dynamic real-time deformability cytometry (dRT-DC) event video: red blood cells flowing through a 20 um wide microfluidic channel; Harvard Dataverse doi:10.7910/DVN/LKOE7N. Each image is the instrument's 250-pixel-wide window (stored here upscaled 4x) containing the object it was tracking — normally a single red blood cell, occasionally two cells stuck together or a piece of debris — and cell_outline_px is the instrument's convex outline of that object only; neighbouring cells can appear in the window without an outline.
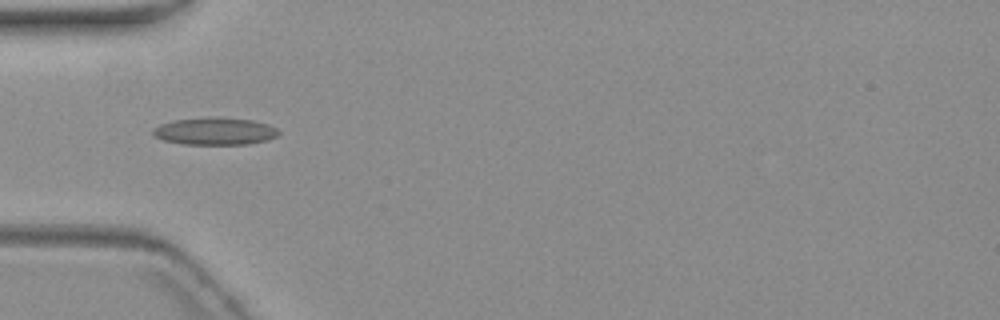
{"species": "common noctule bat (a hibernating species)", "species_latin": "Nyctalus noctula", "temperature_condition": "warm", "stored_images_in_passage": 4, "camera_frame_rate_fps": 3000, "um_per_image_px": 0.085, "animal": {"sex": "female", "body_mass_g": 19.3, "forearm_length_mm": 54.1}, "frame": {"image": 1, "passage_image": 3, "time_ms": 2.333, "image_size_px": [1000, 320], "cell_outline_px": [[280, 132], [276, 136], [268, 140], [248, 144], [184, 144], [164, 140], [156, 136], [152, 132], [152, 128], [160, 124], [176, 120], [208, 116], [252, 120], [268, 124], [276, 128]], "centroid_in_image_um": [18.27, 11.14], "position_along_channel_um": 66.7, "area_um2": 20.0}}
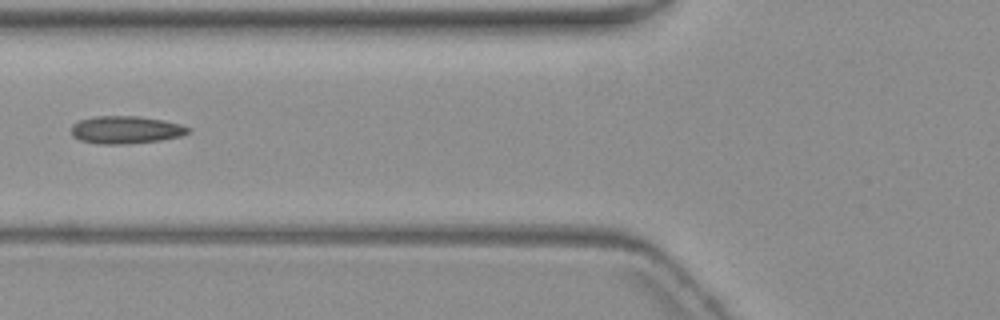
{"frame": {"image": 2, "passage_image": 4, "time_ms": 3.667, "image_size_px": [1000, 320], "cell_outline_px": [[188, 132], [180, 136], [160, 140], [128, 144], [100, 144], [80, 140], [72, 136], [72, 124], [80, 120], [96, 116], [136, 116], [160, 120], [180, 124], [188, 128]], "centroid_in_image_um": [10.64, 11.04], "position_along_channel_um": 115.2, "area_um2": 18.55}}